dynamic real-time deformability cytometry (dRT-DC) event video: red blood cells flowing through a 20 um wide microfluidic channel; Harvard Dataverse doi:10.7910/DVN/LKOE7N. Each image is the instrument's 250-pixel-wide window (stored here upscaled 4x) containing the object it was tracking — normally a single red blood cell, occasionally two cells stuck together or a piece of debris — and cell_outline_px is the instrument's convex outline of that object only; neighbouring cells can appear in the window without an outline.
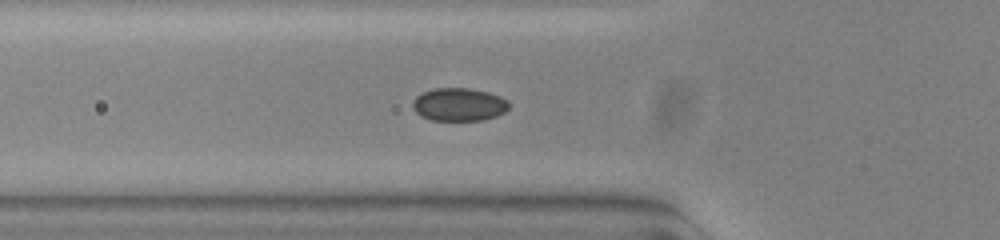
{"species": "common noctule bat (a hibernating species)", "species_latin": "Nyctalus noctula", "temperature_condition": "warm", "stored_images_in_passage": 35, "camera_frame_rate_fps": 3000, "um_per_image_px": 0.085, "animal": {"sex": "female", "body_mass_g": 23.0, "forearm_length_mm": 53.4}, "frame": {"image": 1, "passage_image": 2, "time_ms": 0.333, "image_size_px": [1000, 240], "cell_outline_px": [[508, 108], [504, 112], [496, 116], [480, 120], [432, 120], [420, 116], [412, 108], [412, 104], [416, 96], [432, 88], [468, 88], [488, 92], [500, 96], [508, 100]], "centroid_in_image_um": [38.99, 8.88], "position_along_channel_um": 86.8, "area_um2": 18.5}}
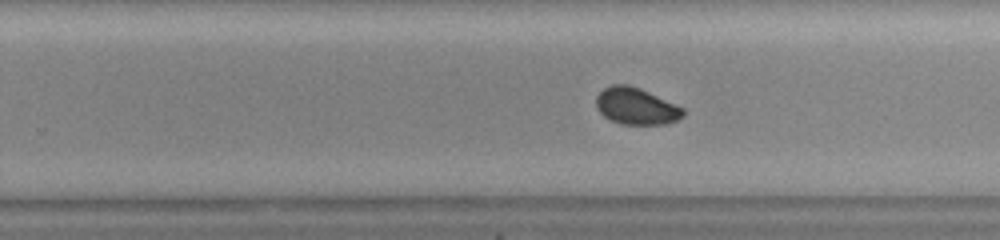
{"frame": {"image": 2, "passage_image": 17, "time_ms": 5.333, "image_size_px": [1000, 240], "cell_outline_px": [[684, 112], [676, 120], [664, 124], [624, 124], [612, 120], [604, 116], [600, 112], [596, 104], [596, 96], [604, 88], [612, 84], [628, 84], [640, 88], [676, 104], [684, 108]], "centroid_in_image_um": [54.05, 9.0], "position_along_channel_um": 275.7, "area_um2": 18.38}}
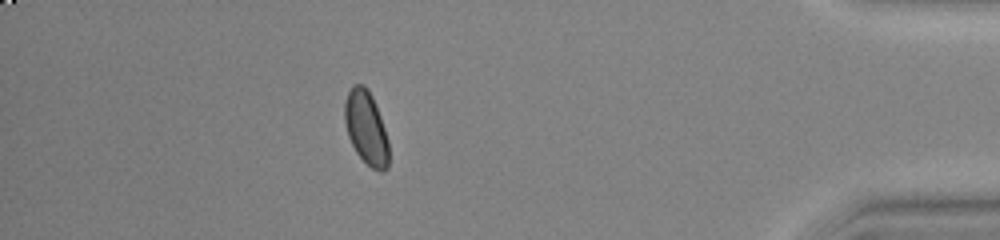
{"frame": {"image": 3, "passage_image": 31, "time_ms": 10.0, "image_size_px": [1000, 240], "cell_outline_px": [[388, 168], [384, 172], [380, 172], [372, 168], [356, 152], [348, 136], [344, 120], [344, 100], [348, 92], [356, 84], [364, 84], [368, 88], [372, 96], [380, 116], [388, 140]], "centroid_in_image_um": [31.12, 10.86], "position_along_channel_um": 404.1, "area_um2": 18.84}}